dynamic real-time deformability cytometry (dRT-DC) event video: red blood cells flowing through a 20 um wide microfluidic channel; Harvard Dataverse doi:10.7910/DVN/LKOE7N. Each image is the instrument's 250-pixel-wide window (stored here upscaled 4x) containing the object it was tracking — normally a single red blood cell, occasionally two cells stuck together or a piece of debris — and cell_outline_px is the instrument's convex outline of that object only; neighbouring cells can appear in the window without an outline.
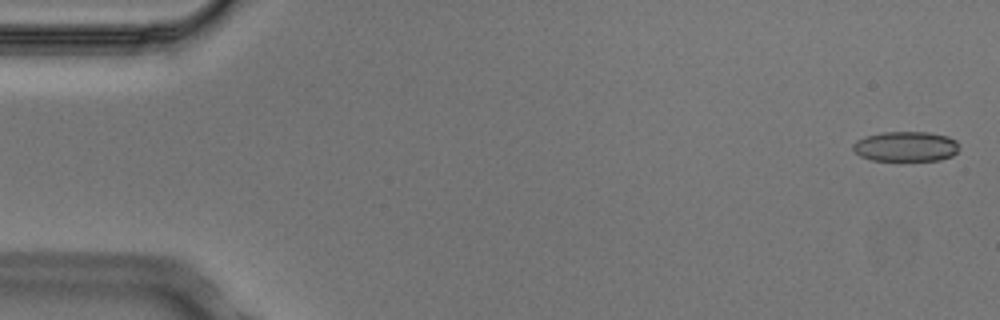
{"species": "Egyptian fruit bat (a non-hibernating species)", "species_latin": "Rousettus aegyptiacus", "temperature_condition": "cold", "stored_images_in_passage": 5, "camera_frame_rate_fps": 3000, "um_per_image_px": 0.085, "animal": {"sex": "male"}, "frame": {"image": 1, "passage_image": 1, "time_ms": 0.0, "image_size_px": [1000, 320], "cell_outline_px": [[960, 148], [952, 156], [940, 160], [872, 160], [860, 156], [852, 148], [852, 144], [856, 140], [864, 136], [880, 132], [928, 132], [948, 136], [956, 140]], "centroid_in_image_um": [76.99, 12.44], "position_along_channel_um": 8.0, "area_um2": 18.73}}
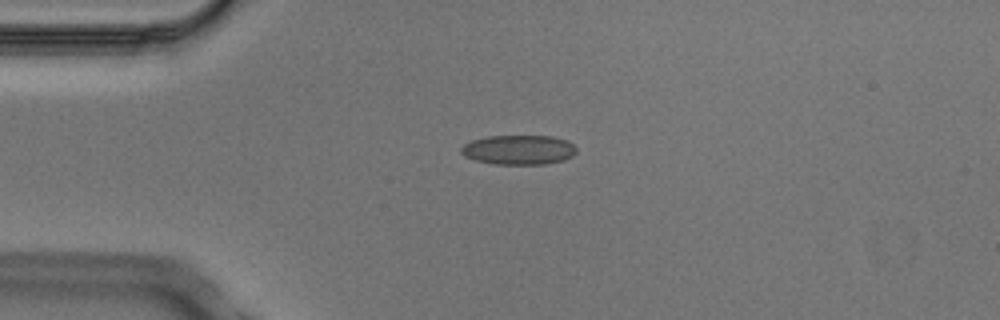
{"frame": {"image": 2, "passage_image": 4, "time_ms": 1.0, "image_size_px": [1000, 320], "cell_outline_px": [[576, 152], [572, 156], [564, 160], [544, 164], [496, 164], [476, 160], [464, 156], [460, 152], [460, 148], [464, 144], [472, 140], [488, 136], [552, 136], [568, 140], [576, 148]], "centroid_in_image_um": [44.09, 12.73], "position_along_channel_um": 40.9, "area_um2": 19.88}}